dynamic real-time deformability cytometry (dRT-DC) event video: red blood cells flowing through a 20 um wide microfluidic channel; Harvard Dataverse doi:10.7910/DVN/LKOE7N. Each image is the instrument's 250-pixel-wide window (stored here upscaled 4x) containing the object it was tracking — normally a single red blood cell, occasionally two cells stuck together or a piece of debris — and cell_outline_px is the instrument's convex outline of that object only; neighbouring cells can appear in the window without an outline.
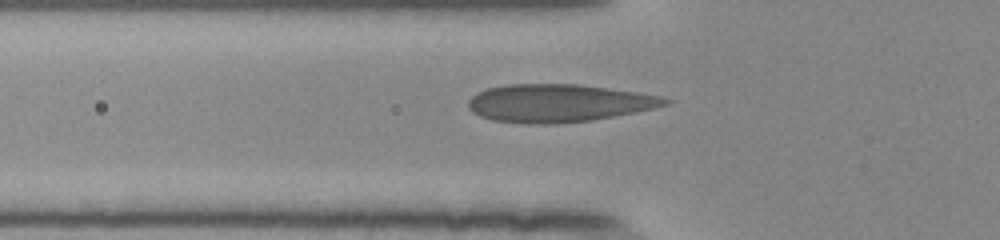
{"species": "human", "species_latin": "Homo sapiens", "temperature_condition": "room temperature", "stored_images_in_passage": 35, "camera_frame_rate_fps": 3000, "um_per_image_px": 0.085, "donor": {"sex": "female"}, "frame": {"image": 1, "passage_image": 5, "time_ms": 1.333, "image_size_px": [1000, 240], "cell_outline_px": [[672, 100], [668, 104], [636, 112], [592, 120], [556, 124], [528, 124], [492, 120], [480, 116], [472, 112], [468, 108], [468, 100], [476, 92], [488, 88], [508, 84], [576, 84], [636, 92], [660, 96]], "centroid_in_image_um": [47.43, 8.77], "position_along_channel_um": 78.4, "area_um2": 43.35}}
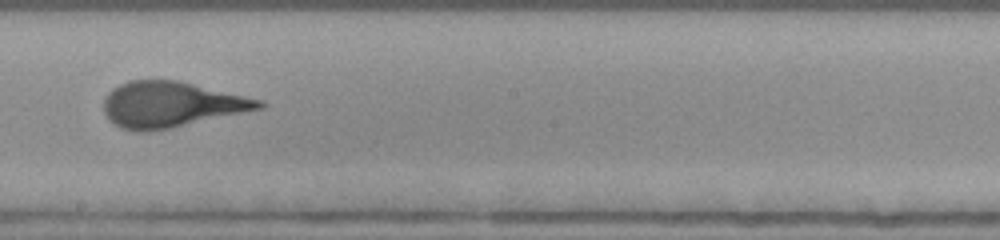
{"frame": {"image": 2, "passage_image": 17, "time_ms": 5.333, "image_size_px": [1000, 240], "cell_outline_px": [[268, 104], [264, 108], [172, 128], [144, 132], [136, 132], [120, 128], [112, 124], [108, 120], [104, 112], [104, 96], [112, 88], [128, 80], [176, 80], [264, 100]], "centroid_in_image_um": [14.53, 8.89], "position_along_channel_um": 233.7, "area_um2": 41.67}}
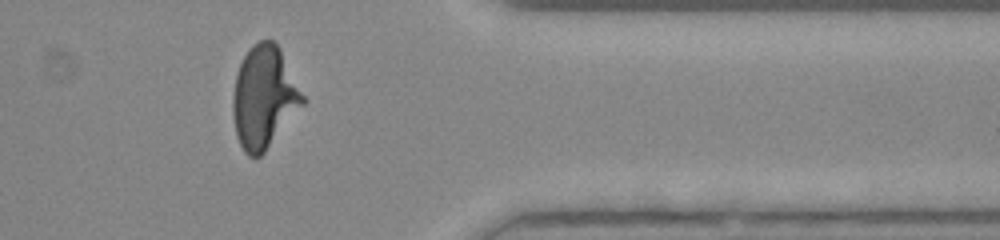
{"frame": {"image": 3, "passage_image": 30, "time_ms": 9.667, "image_size_px": [1000, 240], "cell_outline_px": [[304, 104], [264, 152], [260, 156], [248, 156], [244, 152], [236, 136], [232, 112], [232, 100], [236, 76], [240, 64], [248, 48], [260, 40], [272, 40], [280, 48], [304, 96]], "centroid_in_image_um": [22.42, 8.27], "position_along_channel_um": 389.0, "area_um2": 41.21}}